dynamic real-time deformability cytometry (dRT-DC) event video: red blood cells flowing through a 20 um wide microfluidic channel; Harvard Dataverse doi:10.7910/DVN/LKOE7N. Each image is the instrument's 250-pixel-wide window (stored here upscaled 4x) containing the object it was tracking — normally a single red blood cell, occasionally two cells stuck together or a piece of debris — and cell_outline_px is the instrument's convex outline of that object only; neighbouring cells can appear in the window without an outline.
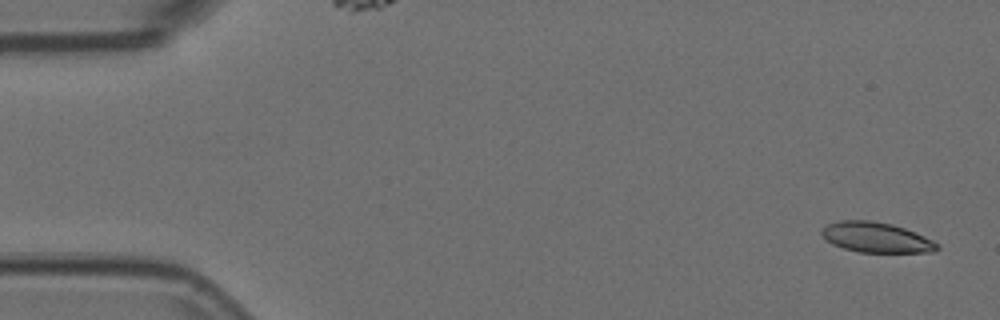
{"species": "Egyptian fruit bat (a non-hibernating species)", "species_latin": "Rousettus aegyptiacus", "temperature_condition": "room temperature", "stored_images_in_passage": 7, "camera_frame_rate_fps": 3000, "um_per_image_px": 0.085, "animal": {"sex": "female"}, "frame": {"image": 1, "passage_image": 1, "time_ms": 0.0, "image_size_px": [1000, 320], "cell_outline_px": [[940, 248], [932, 252], [860, 252], [844, 248], [832, 244], [820, 232], [828, 224], [840, 220], [868, 220], [892, 224], [904, 228], [924, 236], [940, 244]], "centroid_in_image_um": [74.51, 20.18], "position_along_channel_um": 10.5, "area_um2": 20.11}}